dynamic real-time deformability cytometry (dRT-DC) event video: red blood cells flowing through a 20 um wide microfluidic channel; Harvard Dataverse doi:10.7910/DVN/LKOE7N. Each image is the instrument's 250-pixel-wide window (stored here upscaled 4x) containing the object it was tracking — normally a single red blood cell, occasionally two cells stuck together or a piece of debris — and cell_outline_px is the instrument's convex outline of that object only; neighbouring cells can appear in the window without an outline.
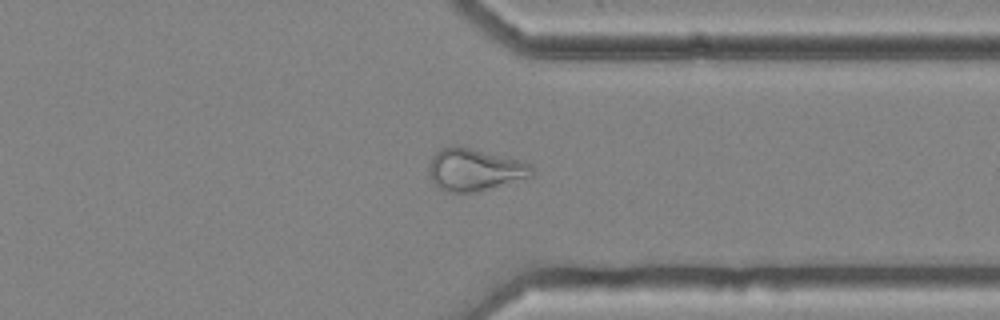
{"species": "common noctule bat (a hibernating species)", "species_latin": "Nyctalus noctula", "temperature_condition": "cold", "stored_images_in_passage": 37, "camera_frame_rate_fps": 3000, "um_per_image_px": 0.085, "animal": {"sex": "female", "body_mass_g": 25.1}, "frame": {"image": 1, "passage_image": 27, "time_ms": 8.667, "image_size_px": [1000, 320], "cell_outline_px": [[536, 172], [532, 176], [476, 192], [448, 192], [440, 188], [432, 180], [428, 172], [428, 164], [432, 156], [440, 148], [452, 144], [456, 144], [520, 160], [532, 164]], "centroid_in_image_um": [40.33, 14.39], "position_along_channel_um": 371.1, "area_um2": 25.61}, "authors_computed_cell_mechanics": {"area_um2": 23.7558, "velocity_mm_per_s": 3.6669, "shape_relaxation_time_tau1_ms": null, "shape_relaxation_time_tau2_ms": 2.9014, "deformation_change_tau1": null, "deformation_change_tau2": 0.1001}}